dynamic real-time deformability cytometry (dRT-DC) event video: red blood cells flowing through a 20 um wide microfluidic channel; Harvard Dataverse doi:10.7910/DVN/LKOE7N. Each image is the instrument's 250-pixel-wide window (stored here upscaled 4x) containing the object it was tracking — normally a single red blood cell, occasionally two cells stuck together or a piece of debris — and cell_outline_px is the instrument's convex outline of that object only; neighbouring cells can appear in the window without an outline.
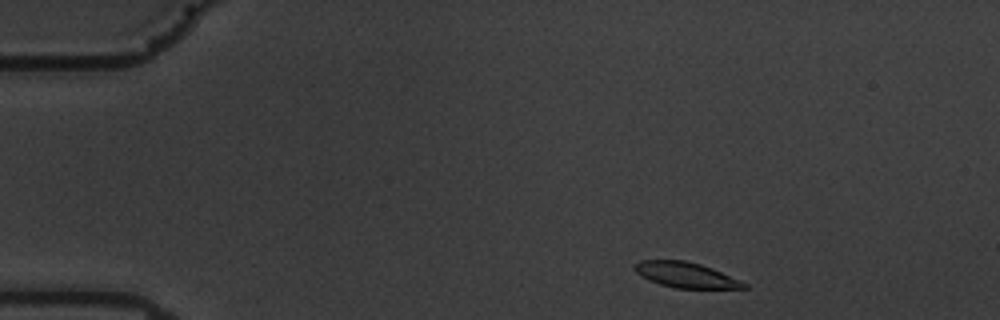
{"species": "common noctule bat (a hibernating species)", "species_latin": "Nyctalus noctula", "temperature_condition": "warm", "stored_images_in_passage": 51, "camera_frame_rate_fps": 3000, "um_per_image_px": 0.085, "animal": {"sex": "male", "body_mass_g": 19.5, "forearm_length_mm": 54.6}, "frame": {"image": 1, "passage_image": 2, "time_ms": 0.333, "image_size_px": [1000, 320], "cell_outline_px": [[748, 288], [676, 288], [660, 284], [648, 280], [640, 276], [636, 272], [636, 264], [640, 260], [684, 260], [700, 264], [712, 268], [740, 280], [748, 284]], "centroid_in_image_um": [58.3, 23.37], "position_along_channel_um": 26.7, "area_um2": 16.01}}
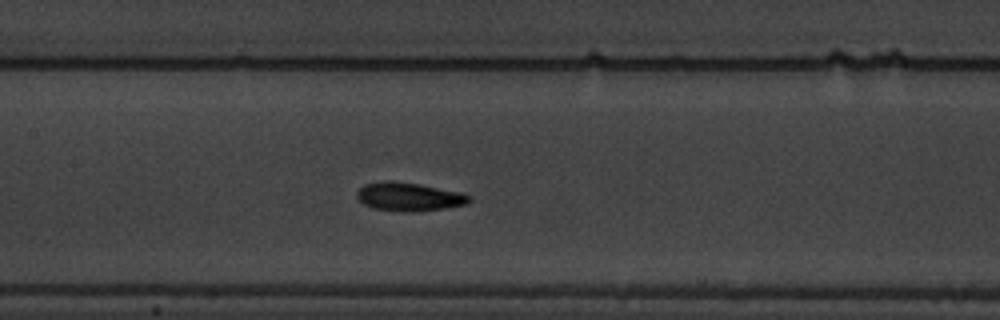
{"frame": {"image": 2, "passage_image": 21, "time_ms": 6.667, "image_size_px": [1000, 320], "cell_outline_px": [[472, 200], [464, 204], [444, 208], [412, 212], [372, 208], [364, 204], [356, 196], [356, 192], [364, 184], [384, 180], [392, 180], [420, 184], [460, 192], [472, 196]], "centroid_in_image_um": [34.74, 16.7], "position_along_channel_um": 172.7, "area_um2": 18.61}}
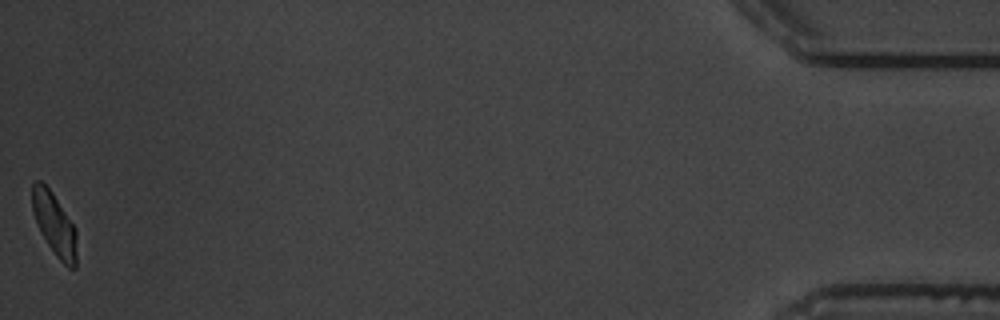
{"frame": {"image": 3, "passage_image": 51, "time_ms": 16.667, "image_size_px": [1000, 320], "cell_outline_px": [[76, 268], [68, 268], [56, 256], [48, 244], [36, 220], [32, 208], [32, 184], [36, 180], [40, 180], [52, 192], [76, 228]], "centroid_in_image_um": [4.64, 19.05], "position_along_channel_um": 430.6, "area_um2": 15.95}, "authors_computed_cell_mechanics": {"area_um2": 17.5712, "velocity_mm_per_s": 3.4859, "shape_relaxation_time_tau1_ms": 2.3, "shape_relaxation_time_tau2_ms": 2.1222, "deformation_change_tau1": 0.1183, "deformation_change_tau2": 0.0786}}